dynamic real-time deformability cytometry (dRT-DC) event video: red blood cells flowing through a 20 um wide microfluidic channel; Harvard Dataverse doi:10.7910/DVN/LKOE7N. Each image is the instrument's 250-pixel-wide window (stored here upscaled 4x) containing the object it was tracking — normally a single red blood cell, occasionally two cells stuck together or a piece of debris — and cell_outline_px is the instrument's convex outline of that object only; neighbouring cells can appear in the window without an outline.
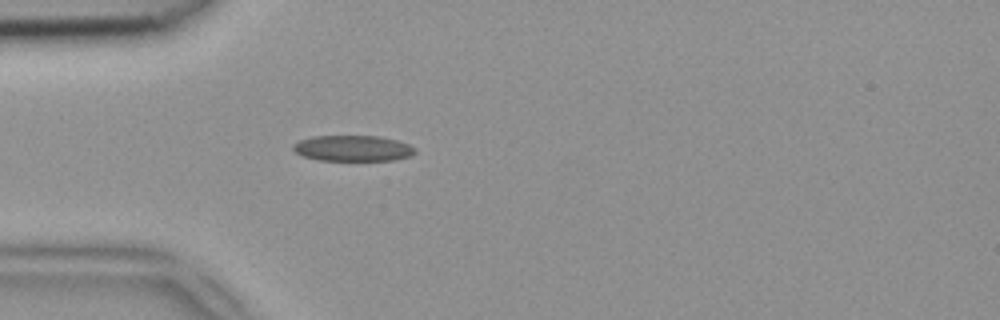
{"species": "common noctule bat (a hibernating species)", "species_latin": "Nyctalus noctula", "temperature_condition": "room temperature", "stored_images_in_passage": 14, "camera_frame_rate_fps": 3000, "um_per_image_px": 0.085, "animal": {"sex": "female", "body_mass_g": 18.4}, "frame": {"image": 1, "passage_image": 4, "time_ms": 1.0, "image_size_px": [1000, 320], "cell_outline_px": [[416, 152], [408, 156], [392, 160], [320, 160], [304, 156], [296, 152], [292, 148], [292, 144], [300, 140], [312, 136], [380, 136], [396, 140], [408, 144], [416, 148]], "centroid_in_image_um": [29.98, 12.59], "position_along_channel_um": 55.0, "area_um2": 18.21}}
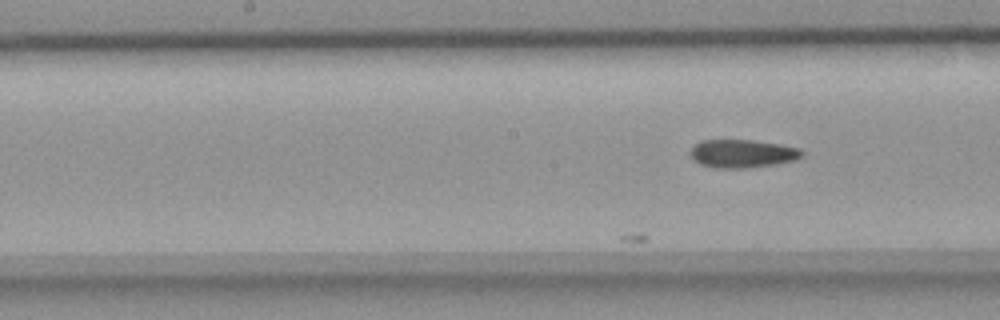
{"frame": {"image": 2, "passage_image": 14, "time_ms": 4.333, "image_size_px": [1000, 320], "cell_outline_px": [[804, 156], [796, 160], [776, 164], [744, 168], [716, 168], [700, 164], [692, 160], [688, 152], [696, 144], [704, 140], [752, 140], [780, 144], [800, 148], [804, 152]], "centroid_in_image_um": [63.12, 13.06], "position_along_channel_um": 185.1, "area_um2": 18.5}}